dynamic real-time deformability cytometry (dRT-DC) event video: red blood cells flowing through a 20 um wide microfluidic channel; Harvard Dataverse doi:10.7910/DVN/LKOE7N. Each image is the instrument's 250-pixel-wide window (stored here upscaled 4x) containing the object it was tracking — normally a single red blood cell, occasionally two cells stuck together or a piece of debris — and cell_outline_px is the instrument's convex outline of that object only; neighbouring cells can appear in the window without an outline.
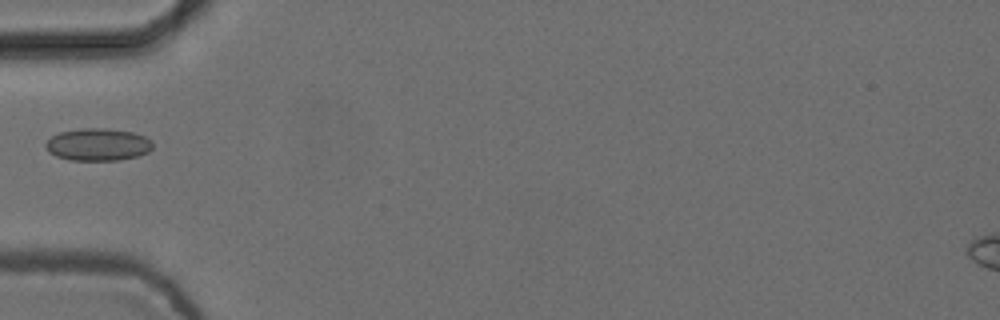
{"species": "common noctule bat (a hibernating species)", "species_latin": "Nyctalus noctula", "temperature_condition": "cold", "stored_images_in_passage": 5, "camera_frame_rate_fps": 3000, "um_per_image_px": 0.085, "animal": {"sex": "female", "body_mass_g": 24.6, "forearm_length_mm": 56.2}, "frame": {"image": 1, "passage_image": 5, "time_ms": 1.333, "image_size_px": [1000, 320], "cell_outline_px": [[152, 148], [148, 152], [140, 156], [120, 160], [68, 160], [56, 156], [48, 152], [44, 144], [52, 136], [60, 132], [80, 128], [108, 128], [132, 132], [144, 136], [152, 140]], "centroid_in_image_um": [8.33, 12.29], "position_along_channel_um": 76.7, "area_um2": 20.4}}